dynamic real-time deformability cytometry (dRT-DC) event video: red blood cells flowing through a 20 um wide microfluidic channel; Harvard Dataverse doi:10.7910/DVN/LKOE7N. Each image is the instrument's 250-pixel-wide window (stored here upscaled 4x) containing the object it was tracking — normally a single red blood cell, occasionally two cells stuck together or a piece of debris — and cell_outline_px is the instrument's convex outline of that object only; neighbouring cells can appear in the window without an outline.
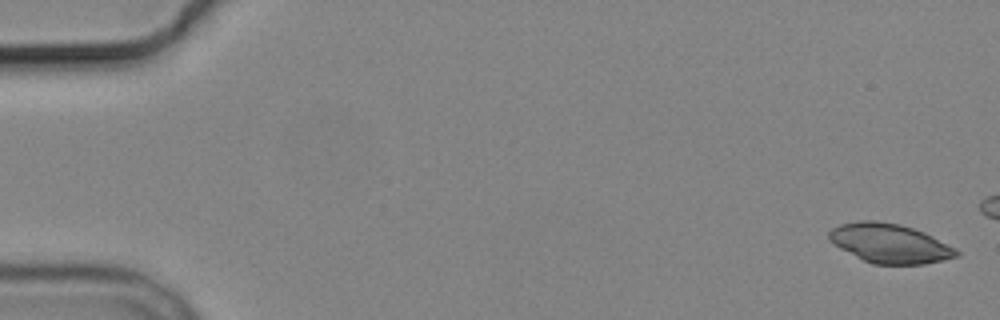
{"species": "common noctule bat (a hibernating species)", "species_latin": "Nyctalus noctula", "temperature_condition": "cold", "stored_images_in_passage": 5, "camera_frame_rate_fps": 3000, "um_per_image_px": 0.085, "animal": {"sex": "male", "body_mass_g": 19.2, "forearm_length_mm": 51.8}, "frame": {"image": 1, "passage_image": 1, "time_ms": 0.0, "image_size_px": [1000, 320], "cell_outline_px": [[960, 256], [944, 260], [924, 264], [872, 264], [840, 248], [828, 240], [828, 232], [832, 228], [840, 224], [860, 220], [876, 220], [900, 224], [924, 232], [956, 248], [960, 252]], "centroid_in_image_um": [75.64, 20.68], "position_along_channel_um": 9.4, "area_um2": 29.25}}